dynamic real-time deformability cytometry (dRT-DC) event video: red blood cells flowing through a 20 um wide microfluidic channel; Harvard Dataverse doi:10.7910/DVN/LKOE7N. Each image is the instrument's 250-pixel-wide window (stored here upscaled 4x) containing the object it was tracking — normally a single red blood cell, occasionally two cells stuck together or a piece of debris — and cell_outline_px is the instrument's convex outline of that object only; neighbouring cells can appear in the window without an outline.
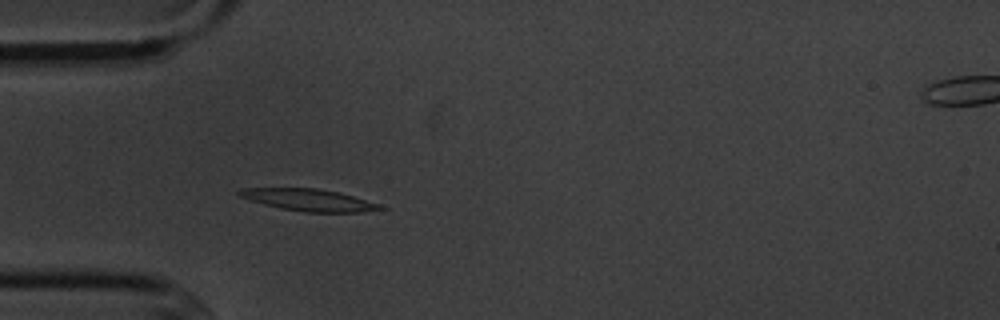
{"species": "common noctule bat (a hibernating species)", "species_latin": "Nyctalus noctula", "temperature_condition": "cold", "stored_images_in_passage": 6, "segment_of_instrument_passage": [1, 2], "camera_frame_rate_fps": 3000, "um_per_image_px": 0.085, "animal": {"sex": "male", "body_mass_g": 20.1, "forearm_length_mm": 53.5}, "frame": {"image": 1, "passage_image": 5, "time_ms": 4.667, "image_size_px": [1000, 320], "cell_outline_px": [[388, 208], [360, 212], [304, 212], [280, 208], [264, 204], [240, 196], [236, 192], [240, 188], [316, 188], [336, 192], [352, 196], [380, 204]], "centroid_in_image_um": [26.25, 17.0], "position_along_channel_um": 58.8, "area_um2": 17.8}}